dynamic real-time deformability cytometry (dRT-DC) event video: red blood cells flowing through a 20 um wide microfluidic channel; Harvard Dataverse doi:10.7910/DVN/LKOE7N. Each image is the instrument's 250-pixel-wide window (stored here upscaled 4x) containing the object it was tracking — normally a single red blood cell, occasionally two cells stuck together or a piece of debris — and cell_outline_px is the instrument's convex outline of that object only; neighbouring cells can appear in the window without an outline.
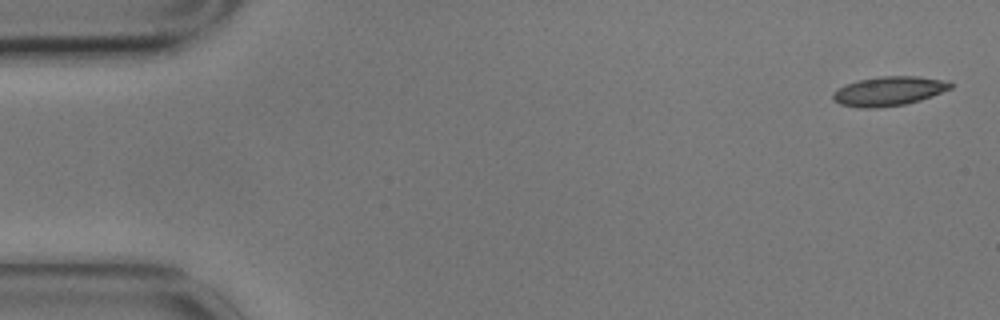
{"species": "common noctule bat (a hibernating species)", "species_latin": "Nyctalus noctula", "temperature_condition": "cold", "stored_images_in_passage": 16, "camera_frame_rate_fps": 3000, "um_per_image_px": 0.085, "animal": {"sex": "male", "body_mass_g": 17.9}, "frame": {"image": 1, "passage_image": 1, "time_ms": 0.0, "image_size_px": [1000, 320], "cell_outline_px": [[956, 84], [952, 88], [932, 96], [920, 100], [904, 104], [876, 108], [856, 108], [840, 104], [832, 100], [832, 96], [844, 84], [860, 80], [880, 76], [920, 76], [948, 80]], "centroid_in_image_um": [75.6, 7.74], "position_along_channel_um": 9.4, "area_um2": 20.23}}
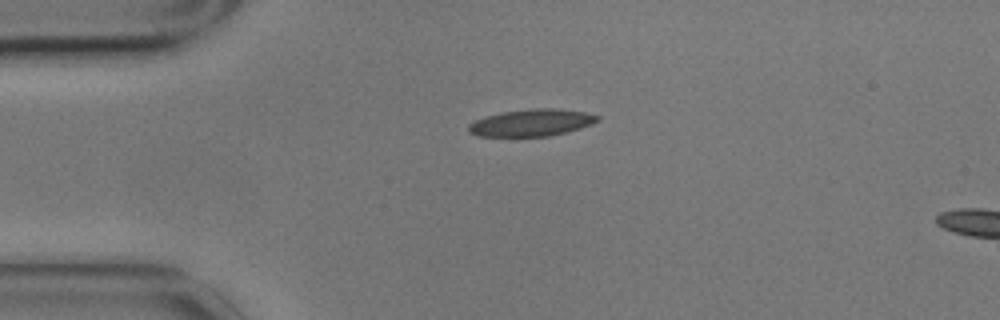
{"frame": {"image": 2, "passage_image": 12, "time_ms": 3.667, "image_size_px": [1000, 320], "cell_outline_px": [[600, 120], [592, 124], [580, 128], [548, 136], [480, 136], [468, 132], [468, 124], [476, 120], [488, 116], [504, 112], [532, 108], [552, 108], [584, 112], [600, 116]], "centroid_in_image_um": [45.2, 10.43], "position_along_channel_um": 39.8, "area_um2": 20.0}}